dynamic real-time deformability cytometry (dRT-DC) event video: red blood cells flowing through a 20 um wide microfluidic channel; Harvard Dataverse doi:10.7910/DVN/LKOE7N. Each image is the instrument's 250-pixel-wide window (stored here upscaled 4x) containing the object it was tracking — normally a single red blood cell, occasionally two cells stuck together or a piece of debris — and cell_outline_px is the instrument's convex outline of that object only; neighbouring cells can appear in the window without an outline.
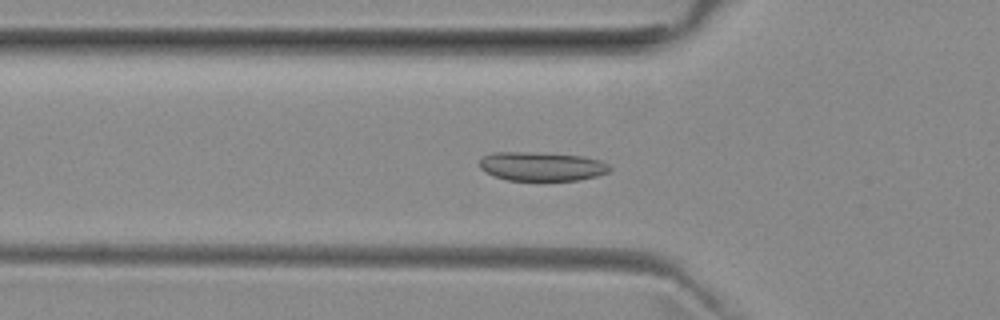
{"species": "common noctule bat (a hibernating species)", "species_latin": "Nyctalus noctula", "temperature_condition": "room temperature", "stored_images_in_passage": 37, "camera_frame_rate_fps": 3000, "um_per_image_px": 0.085, "animal": {"sex": "female", "body_mass_g": 29.2, "forearm_length_mm": 56.3}, "frame": {"image": 1, "passage_image": 10, "time_ms": 3.0, "image_size_px": [1000, 320], "cell_outline_px": [[612, 168], [608, 172], [596, 176], [580, 180], [508, 180], [484, 172], [480, 168], [480, 160], [484, 156], [492, 152], [532, 152], [580, 156], [600, 160], [608, 164]], "centroid_in_image_um": [46.04, 14.14], "position_along_channel_um": 79.8, "area_um2": 21.85}}
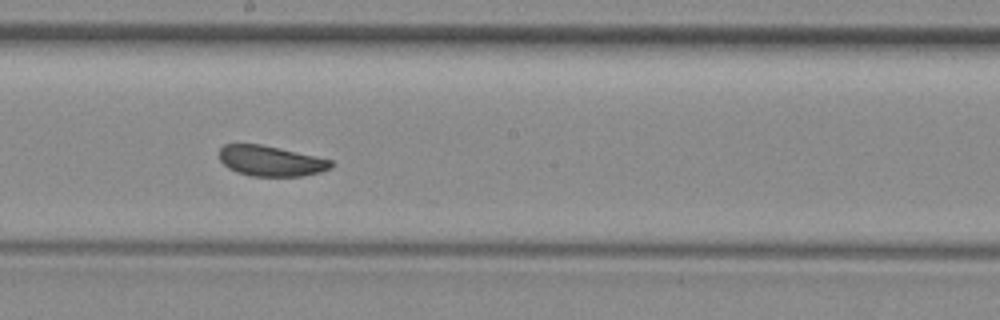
{"frame": {"image": 2, "passage_image": 21, "time_ms": 6.667, "image_size_px": [1000, 320], "cell_outline_px": [[332, 168], [320, 172], [304, 176], [252, 176], [236, 172], [228, 168], [220, 160], [220, 148], [224, 144], [260, 144], [316, 156], [332, 160]], "centroid_in_image_um": [23.02, 13.68], "position_along_channel_um": 225.2, "area_um2": 19.77}}
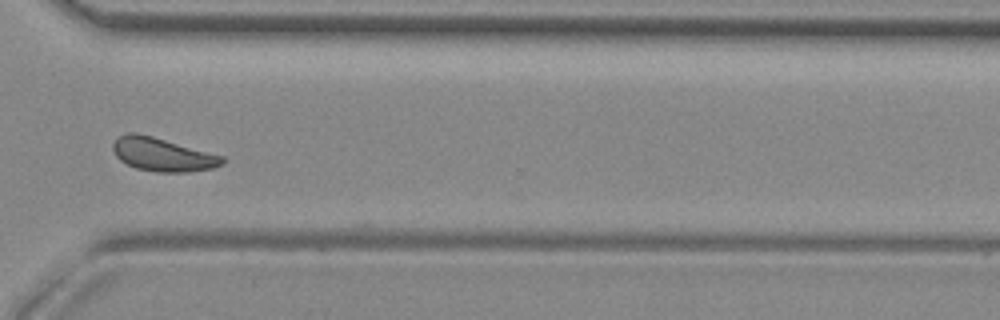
{"frame": {"image": 3, "passage_image": 31, "time_ms": 10.0, "image_size_px": [1000, 320], "cell_outline_px": [[224, 164], [212, 168], [188, 172], [156, 172], [136, 168], [120, 160], [116, 156], [112, 148], [112, 144], [120, 136], [128, 132], [136, 132], [152, 136], [224, 156]], "centroid_in_image_um": [13.82, 13.13], "position_along_channel_um": 356.8, "area_um2": 21.21}, "authors_computed_cell_mechanics": {"area_um2": 20.9814, "velocity_mm_per_s": 3.9494, "shape_relaxation_time_tau1_ms": 4.2665, "shape_relaxation_time_tau2_ms": 0.9408, "deformation_change_tau1": 0.0986, "deformation_change_tau2": 0.0524}}